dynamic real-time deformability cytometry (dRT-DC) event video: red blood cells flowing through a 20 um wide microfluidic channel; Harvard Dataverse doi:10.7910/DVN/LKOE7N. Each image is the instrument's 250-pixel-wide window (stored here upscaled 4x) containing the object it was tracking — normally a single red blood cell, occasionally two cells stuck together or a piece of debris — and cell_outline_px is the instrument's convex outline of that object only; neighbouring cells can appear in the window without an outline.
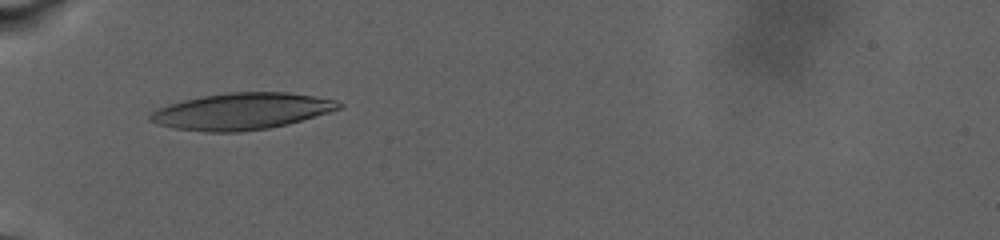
{"species": "human", "species_latin": "Homo sapiens", "temperature_condition": "warm", "stored_images_in_passage": 27, "camera_frame_rate_fps": 3000, "um_per_image_px": 0.085, "donor": {"sex": "male"}, "frame": {"image": 1, "passage_image": 1, "time_ms": 0.0, "image_size_px": [1000, 240], "cell_outline_px": [[344, 104], [340, 108], [328, 112], [288, 124], [268, 128], [240, 132], [204, 132], [176, 128], [160, 124], [148, 120], [148, 116], [156, 108], [168, 104], [184, 100], [204, 96], [232, 92], [288, 92], [336, 100]], "centroid_in_image_um": [20.52, 9.46], "position_along_channel_um": 64.5, "area_um2": 39.94}}
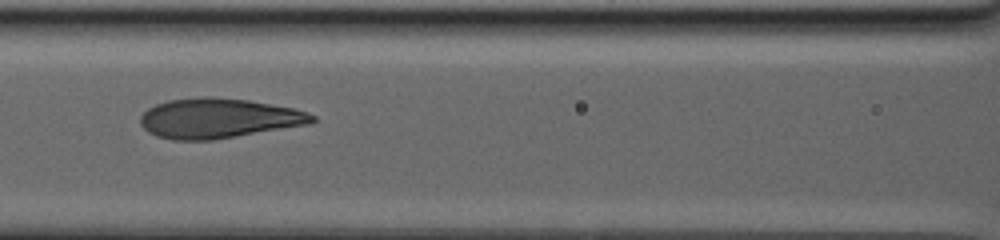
{"frame": {"image": 2, "passage_image": 19, "time_ms": 3.667, "image_size_px": [1000, 240], "cell_outline_px": [[316, 120], [308, 124], [212, 140], [172, 140], [156, 136], [148, 132], [140, 124], [140, 116], [148, 108], [156, 104], [168, 100], [200, 96], [216, 96], [248, 100], [296, 108], [308, 112], [316, 116]], "centroid_in_image_um": [18.56, 10.04], "position_along_channel_um": 148.0, "area_um2": 40.11}}
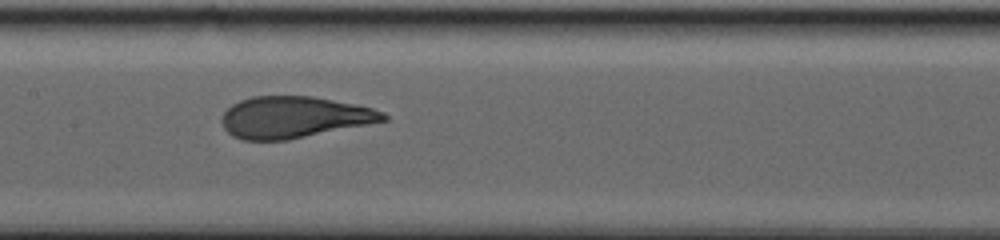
{"frame": {"image": 3, "passage_image": 26, "time_ms": 5.0, "image_size_px": [1000, 240], "cell_outline_px": [[388, 120], [288, 140], [244, 140], [232, 136], [224, 128], [224, 112], [232, 104], [240, 100], [252, 96], [312, 96], [372, 108], [384, 112], [388, 116]], "centroid_in_image_um": [24.99, 9.96], "position_along_channel_um": 182.4, "area_um2": 38.73}}